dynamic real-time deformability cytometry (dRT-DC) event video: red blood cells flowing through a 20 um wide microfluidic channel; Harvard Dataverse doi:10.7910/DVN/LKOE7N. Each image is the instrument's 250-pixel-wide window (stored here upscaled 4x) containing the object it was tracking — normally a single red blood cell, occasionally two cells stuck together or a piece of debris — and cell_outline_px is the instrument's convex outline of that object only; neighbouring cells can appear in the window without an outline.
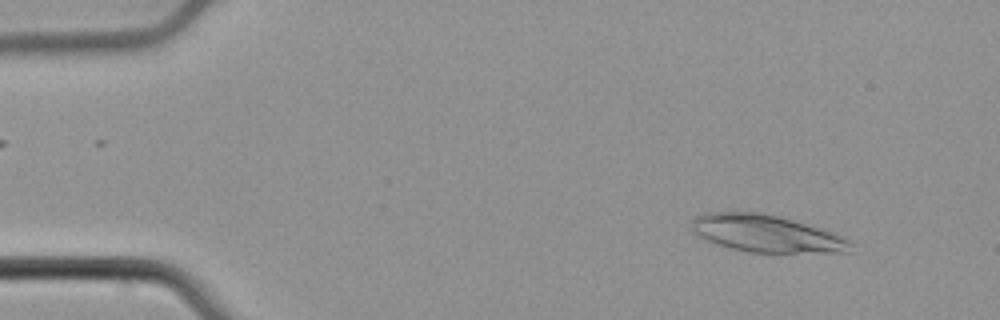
{"species": "common noctule bat (a hibernating species)", "species_latin": "Nyctalus noctula", "temperature_condition": "cold", "stored_images_in_passage": 5, "camera_frame_rate_fps": 3000, "um_per_image_px": 0.085, "animal": {"sex": "male", "body_mass_g": 21.5, "forearm_length_mm": 52.0}, "frame": {"image": 1, "passage_image": 1, "time_ms": 0.0, "image_size_px": [1000, 320], "cell_outline_px": [[852, 252], [748, 252], [732, 248], [708, 240], [692, 232], [692, 220], [696, 216], [704, 212], [756, 212], [780, 216], [820, 228], [832, 232], [848, 240], [852, 244]], "centroid_in_image_um": [65.13, 19.84], "position_along_channel_um": 19.9, "area_um2": 34.04}}
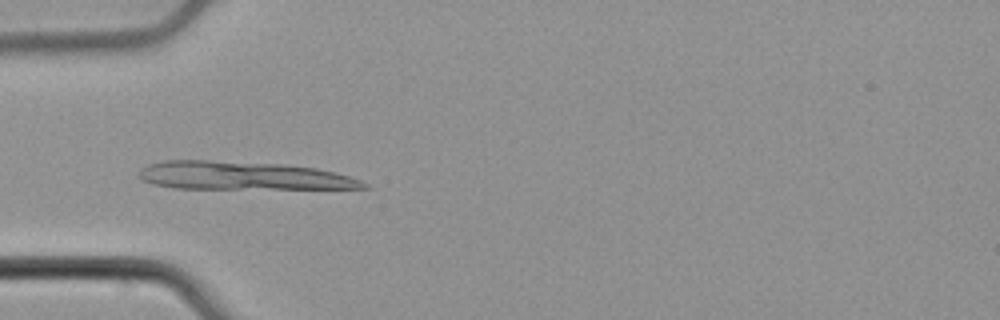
{"frame": {"image": 2, "passage_image": 4, "time_ms": 1.0, "image_size_px": [1000, 320], "cell_outline_px": [[372, 188], [176, 188], [152, 184], [140, 180], [136, 176], [140, 168], [148, 164], [164, 160], [208, 160], [280, 164], [316, 168], [336, 172], [360, 180], [368, 184]], "centroid_in_image_um": [20.56, 14.93], "position_along_channel_um": 64.4, "area_um2": 36.82}}